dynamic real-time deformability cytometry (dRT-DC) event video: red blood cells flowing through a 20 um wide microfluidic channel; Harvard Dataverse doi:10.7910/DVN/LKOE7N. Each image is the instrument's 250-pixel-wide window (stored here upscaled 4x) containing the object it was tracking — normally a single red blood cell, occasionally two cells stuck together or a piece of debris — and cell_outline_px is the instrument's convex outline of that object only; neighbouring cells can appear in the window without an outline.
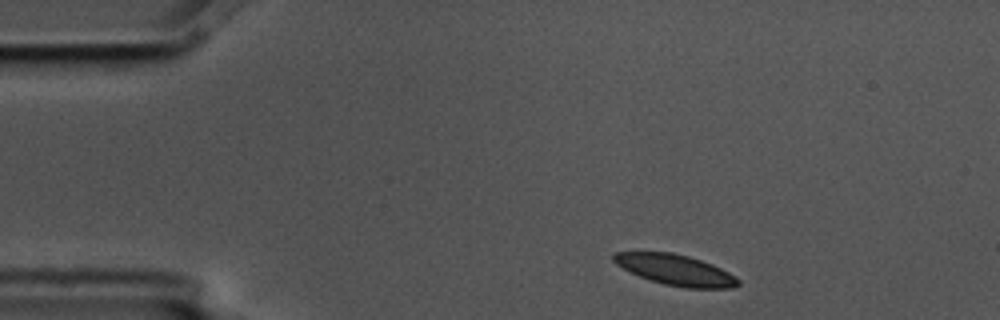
{"species": "common noctule bat (a hibernating species)", "species_latin": "Nyctalus noctula", "temperature_condition": "cold", "stored_images_in_passage": 3, "camera_frame_rate_fps": 3000, "um_per_image_px": 0.085, "animal": {"sex": "male", "body_mass_g": 17.5, "forearm_length_mm": 52.3}, "frame": {"image": 1, "passage_image": 1, "time_ms": 0.0, "image_size_px": [1000, 320], "cell_outline_px": [[740, 284], [732, 288], [688, 288], [664, 284], [640, 276], [616, 264], [612, 260], [612, 252], [672, 252], [688, 256], [712, 264], [736, 276], [740, 280]], "centroid_in_image_um": [57.43, 22.94], "position_along_channel_um": 27.6, "area_um2": 22.08}}